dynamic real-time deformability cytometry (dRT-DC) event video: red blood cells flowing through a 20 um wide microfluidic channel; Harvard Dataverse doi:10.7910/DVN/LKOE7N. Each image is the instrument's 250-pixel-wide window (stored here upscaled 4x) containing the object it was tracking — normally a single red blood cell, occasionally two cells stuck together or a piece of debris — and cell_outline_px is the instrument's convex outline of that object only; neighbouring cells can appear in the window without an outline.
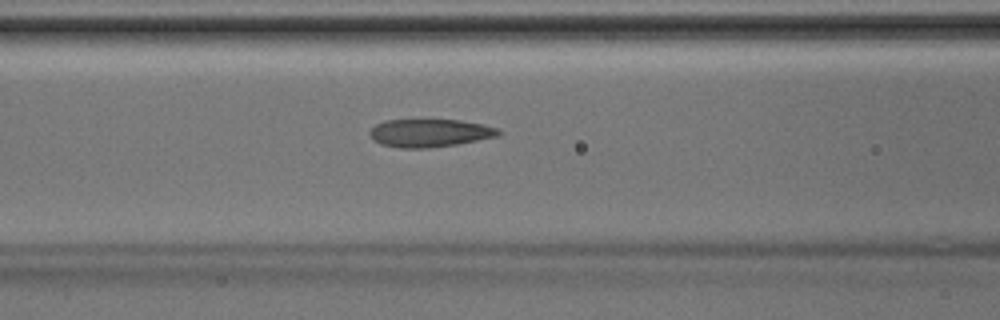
{"species": "Egyptian fruit bat (a non-hibernating species)", "species_latin": "Rousettus aegyptiacus", "temperature_condition": "room temperature", "stored_images_in_passage": 30, "camera_frame_rate_fps": 3000, "um_per_image_px": 0.085, "animal": {"sex": "male"}, "frame": {"image": 1, "passage_image": 6, "time_ms": 1.667, "image_size_px": [1000, 320], "cell_outline_px": [[504, 132], [500, 136], [456, 144], [428, 148], [400, 148], [380, 144], [372, 140], [368, 132], [376, 124], [384, 120], [460, 120], [480, 124], [496, 128]], "centroid_in_image_um": [36.51, 11.31], "position_along_channel_um": 130.1, "area_um2": 21.04}}
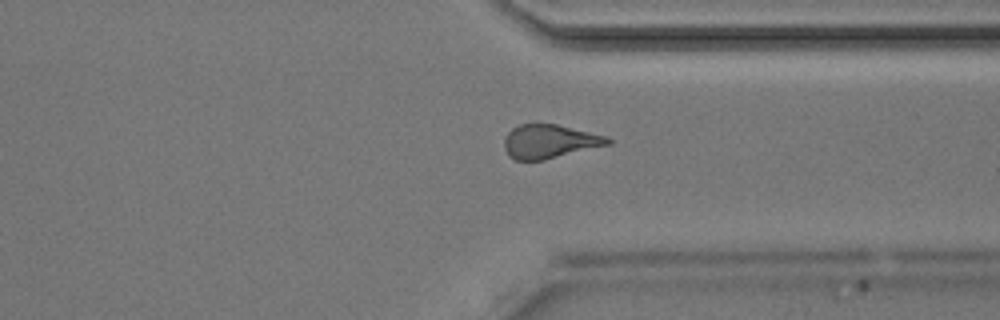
{"frame": {"image": 2, "passage_image": 21, "time_ms": 6.667, "image_size_px": [1000, 320], "cell_outline_px": [[612, 144], [544, 160], [516, 160], [508, 156], [504, 148], [504, 140], [508, 132], [512, 128], [520, 124], [556, 124], [608, 136], [612, 140]], "centroid_in_image_um": [46.73, 12.03], "position_along_channel_um": 364.7, "area_um2": 20.52}}
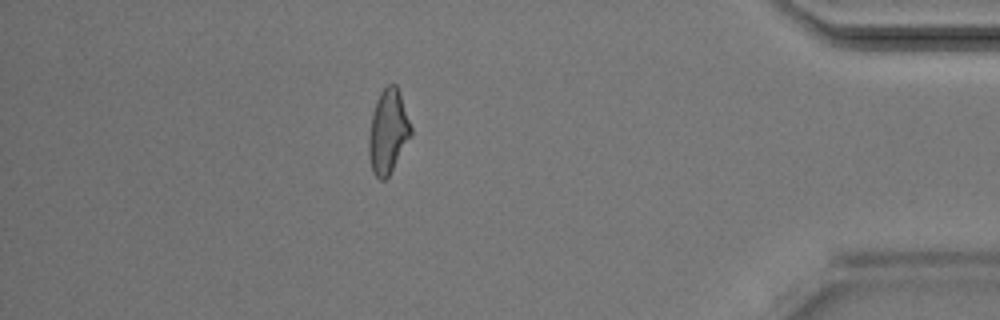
{"frame": {"image": 3, "passage_image": 26, "time_ms": 8.333, "image_size_px": [1000, 320], "cell_outline_px": [[412, 136], [388, 176], [384, 180], [380, 180], [372, 172], [368, 152], [368, 136], [372, 112], [376, 100], [380, 92], [388, 84], [396, 84], [400, 92], [412, 128]], "centroid_in_image_um": [32.98, 11.17], "position_along_channel_um": 402.2, "area_um2": 20.81}}